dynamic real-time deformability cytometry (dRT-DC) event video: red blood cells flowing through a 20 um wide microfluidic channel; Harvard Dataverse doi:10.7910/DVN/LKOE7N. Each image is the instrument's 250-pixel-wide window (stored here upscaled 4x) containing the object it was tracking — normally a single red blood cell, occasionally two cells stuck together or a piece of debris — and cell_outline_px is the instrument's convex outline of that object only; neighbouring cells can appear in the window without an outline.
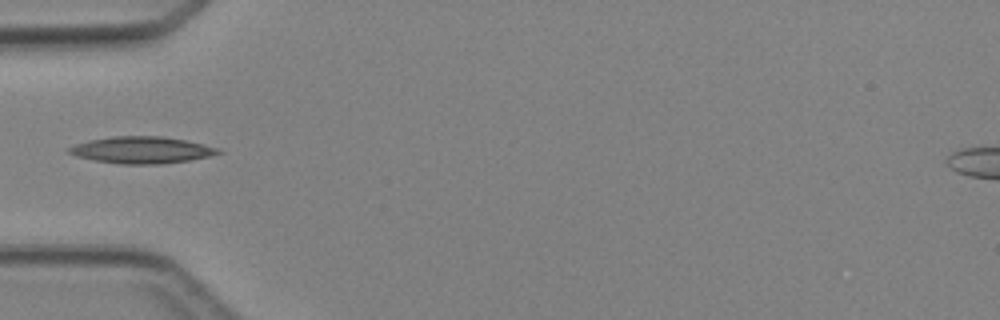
{"species": "Egyptian fruit bat (a non-hibernating species)", "species_latin": "Rousettus aegyptiacus", "temperature_condition": "cold", "stored_images_in_passage": 3, "camera_frame_rate_fps": 3000, "um_per_image_px": 0.085, "animal": {"sex": "female"}, "frame": {"image": 1, "passage_image": 3, "time_ms": 3.0, "image_size_px": [1000, 320], "cell_outline_px": [[224, 152], [212, 156], [188, 160], [160, 164], [120, 164], [96, 160], [76, 156], [68, 152], [64, 148], [88, 140], [112, 136], [164, 136], [204, 144], [220, 148]], "centroid_in_image_um": [12.06, 12.74], "position_along_channel_um": 72.9, "area_um2": 23.41}}